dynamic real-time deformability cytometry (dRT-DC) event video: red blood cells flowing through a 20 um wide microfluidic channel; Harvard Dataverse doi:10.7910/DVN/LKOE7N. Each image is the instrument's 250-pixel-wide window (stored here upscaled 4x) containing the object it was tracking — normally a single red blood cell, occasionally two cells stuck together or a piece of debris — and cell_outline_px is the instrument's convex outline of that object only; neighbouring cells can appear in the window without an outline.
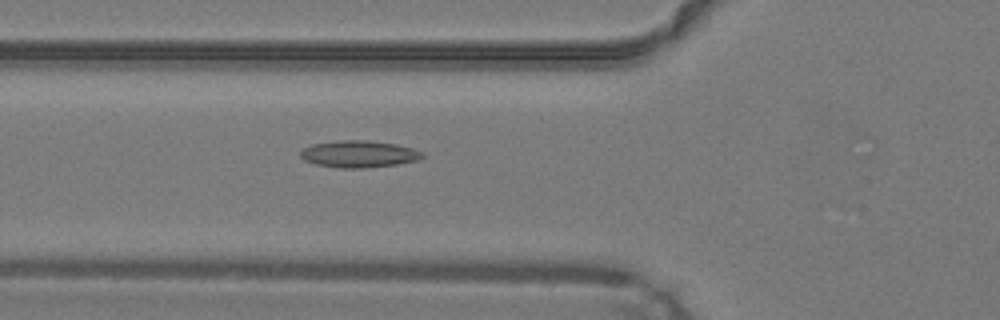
{"species": "common noctule bat (a hibernating species)", "species_latin": "Nyctalus noctula", "temperature_condition": "warm", "stored_images_in_passage": 43, "camera_frame_rate_fps": 3000, "um_per_image_px": 0.085, "animal": {"sex": "male", "body_mass_g": 19.2, "forearm_length_mm": 51.8}, "frame": {"image": 1, "passage_image": 14, "time_ms": 4.333, "image_size_px": [1000, 320], "cell_outline_px": [[424, 156], [416, 160], [396, 164], [364, 168], [340, 168], [316, 164], [304, 160], [300, 156], [300, 152], [304, 148], [312, 144], [340, 140], [364, 140], [396, 144], [412, 148], [424, 152]], "centroid_in_image_um": [30.49, 13.09], "position_along_channel_um": 95.3, "area_um2": 18.96}}
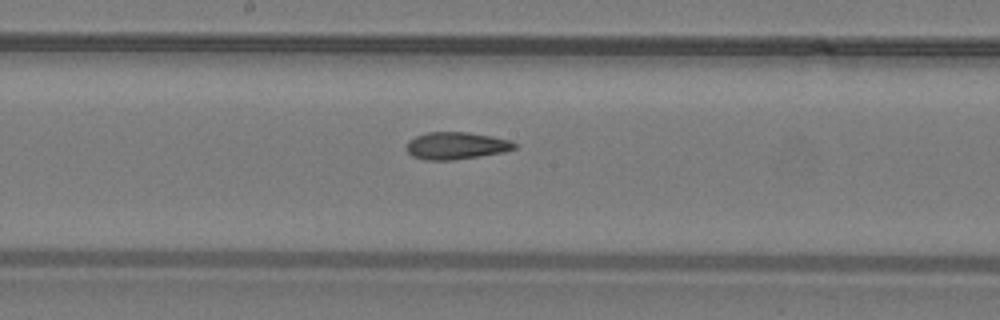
{"frame": {"image": 2, "passage_image": 22, "time_ms": 7.0, "image_size_px": [1000, 320], "cell_outline_px": [[516, 148], [504, 152], [452, 160], [424, 160], [412, 156], [408, 152], [408, 140], [416, 136], [428, 132], [468, 132], [492, 136], [508, 140], [516, 144]], "centroid_in_image_um": [38.77, 12.38], "position_along_channel_um": 209.4, "area_um2": 16.99}}
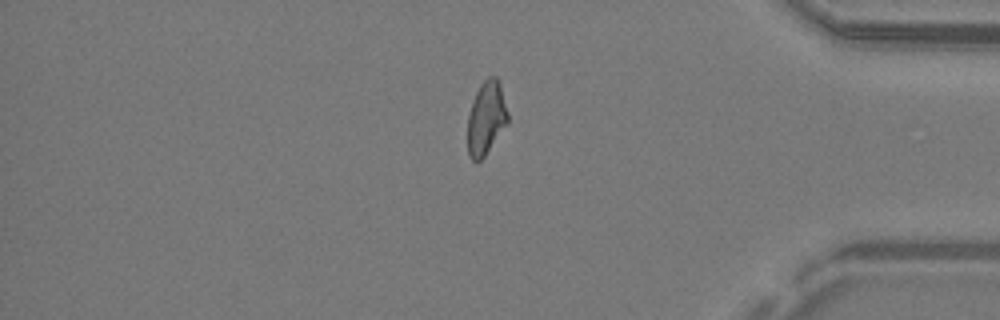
{"frame": {"image": 3, "passage_image": 37, "time_ms": 12.0, "image_size_px": [1000, 320], "cell_outline_px": [[508, 124], [484, 156], [476, 164], [468, 156], [468, 116], [472, 100], [480, 84], [488, 76], [496, 76], [500, 80], [508, 112]], "centroid_in_image_um": [41.34, 10.02], "position_along_channel_um": 393.9, "area_um2": 17.51}, "authors_computed_cell_mechanics": {"area_um2": 17.6868, "velocity_mm_per_s": 4.2569, "shape_relaxation_time_tau1_ms": null, "shape_relaxation_time_tau2_ms": 4.0093, "deformation_change_tau1": null, "deformation_change_tau2": 0.126}}